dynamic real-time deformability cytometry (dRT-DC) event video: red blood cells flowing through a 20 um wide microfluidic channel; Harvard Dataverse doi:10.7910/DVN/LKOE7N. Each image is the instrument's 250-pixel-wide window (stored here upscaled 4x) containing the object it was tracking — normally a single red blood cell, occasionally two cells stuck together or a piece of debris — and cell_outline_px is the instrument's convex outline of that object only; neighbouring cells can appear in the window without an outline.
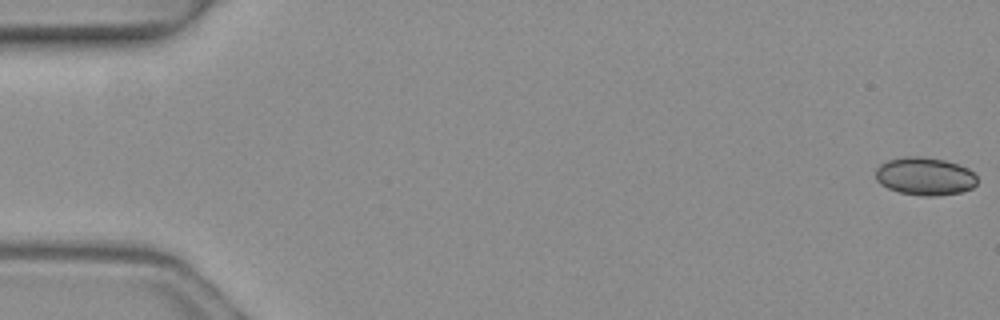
{"species": "common noctule bat (a hibernating species)", "species_latin": "Nyctalus noctula", "temperature_condition": "warm", "stored_images_in_passage": 5, "camera_frame_rate_fps": 3000, "um_per_image_px": 0.085, "animal": {"sex": "female", "body_mass_g": 19.3, "forearm_length_mm": 54.1}, "frame": {"image": 1, "passage_image": 1, "time_ms": 0.0, "image_size_px": [1000, 320], "cell_outline_px": [[976, 184], [972, 188], [960, 192], [936, 196], [920, 196], [900, 192], [888, 188], [880, 184], [876, 180], [876, 168], [880, 164], [888, 160], [904, 156], [924, 156], [944, 160], [960, 164], [968, 168], [976, 176]], "centroid_in_image_um": [78.6, 14.97], "position_along_channel_um": 6.4, "area_um2": 22.6}}
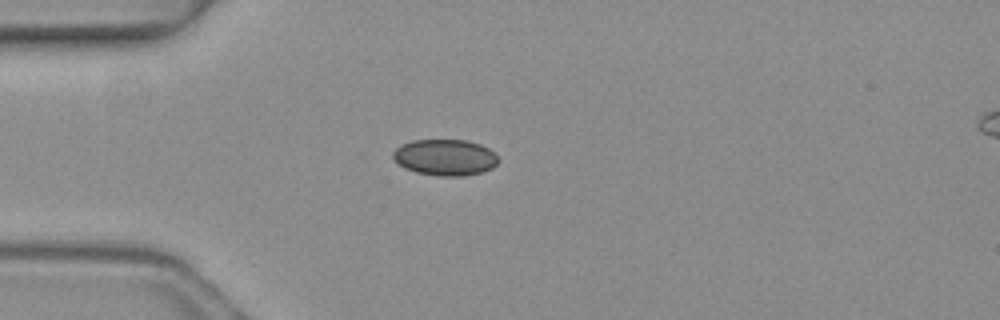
{"frame": {"image": 2, "passage_image": 4, "time_ms": 1.0, "image_size_px": [1000, 320], "cell_outline_px": [[500, 160], [492, 168], [480, 172], [464, 176], [440, 176], [416, 172], [404, 168], [392, 156], [392, 152], [396, 148], [412, 140], [468, 140], [480, 144], [488, 148]], "centroid_in_image_um": [37.84, 13.37], "position_along_channel_um": 47.2, "area_um2": 22.08}}